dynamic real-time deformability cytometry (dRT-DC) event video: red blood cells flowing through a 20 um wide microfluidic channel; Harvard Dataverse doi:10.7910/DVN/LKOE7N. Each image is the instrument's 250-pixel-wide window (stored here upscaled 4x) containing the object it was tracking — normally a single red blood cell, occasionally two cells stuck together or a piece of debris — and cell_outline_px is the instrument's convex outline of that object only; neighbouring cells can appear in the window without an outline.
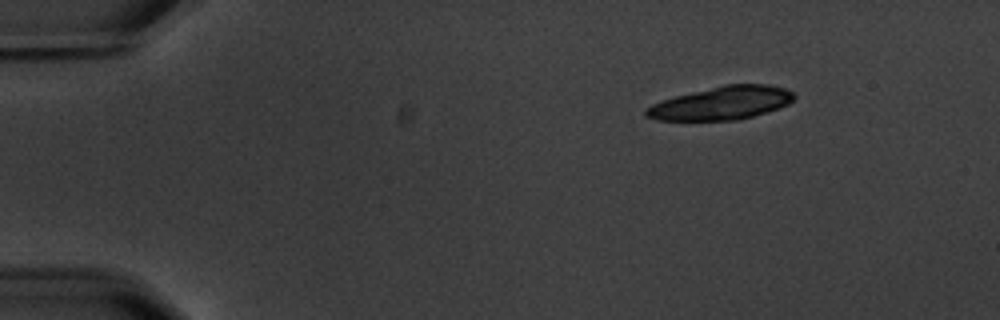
{"species": "common noctule bat (a hibernating species)", "species_latin": "Nyctalus noctula", "temperature_condition": "warm", "stored_images_in_passage": 6, "camera_frame_rate_fps": 3000, "um_per_image_px": 0.085, "animal": {"sex": "male", "body_mass_g": 20.1, "forearm_length_mm": 53.5}, "frame": {"image": 1, "passage_image": 1, "time_ms": 0.0, "image_size_px": [1000, 320], "cell_outline_px": [[796, 96], [788, 104], [752, 116], [736, 120], [656, 120], [644, 116], [644, 108], [652, 104], [676, 96], [724, 84], [768, 84], [784, 88], [792, 92]], "centroid_in_image_um": [61.3, 8.76], "position_along_channel_um": 23.7, "area_um2": 28.38}}